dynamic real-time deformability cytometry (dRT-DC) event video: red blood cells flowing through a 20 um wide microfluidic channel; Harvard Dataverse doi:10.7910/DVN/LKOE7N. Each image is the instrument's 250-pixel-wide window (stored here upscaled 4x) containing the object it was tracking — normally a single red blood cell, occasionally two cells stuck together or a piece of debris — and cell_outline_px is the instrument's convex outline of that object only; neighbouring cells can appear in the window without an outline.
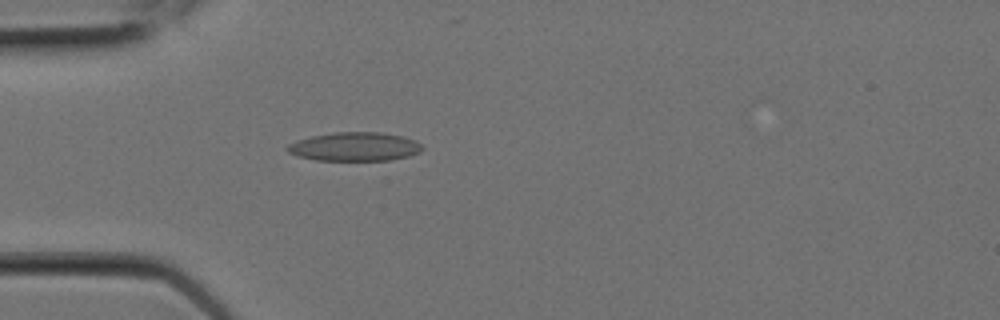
{"species": "Egyptian fruit bat (a non-hibernating species)", "species_latin": "Rousettus aegyptiacus", "temperature_condition": "room temperature", "stored_images_in_passage": 3, "camera_frame_rate_fps": 3000, "um_per_image_px": 0.085, "animal": {"sex": "female"}, "frame": {"image": 1, "passage_image": 3, "time_ms": 0.667, "image_size_px": [1000, 320], "cell_outline_px": [[424, 148], [420, 152], [408, 156], [392, 160], [316, 160], [296, 156], [288, 152], [284, 148], [288, 144], [296, 140], [312, 136], [332, 132], [380, 132], [400, 136], [416, 140]], "centroid_in_image_um": [30.12, 12.46], "position_along_channel_um": 54.9, "area_um2": 22.72}}